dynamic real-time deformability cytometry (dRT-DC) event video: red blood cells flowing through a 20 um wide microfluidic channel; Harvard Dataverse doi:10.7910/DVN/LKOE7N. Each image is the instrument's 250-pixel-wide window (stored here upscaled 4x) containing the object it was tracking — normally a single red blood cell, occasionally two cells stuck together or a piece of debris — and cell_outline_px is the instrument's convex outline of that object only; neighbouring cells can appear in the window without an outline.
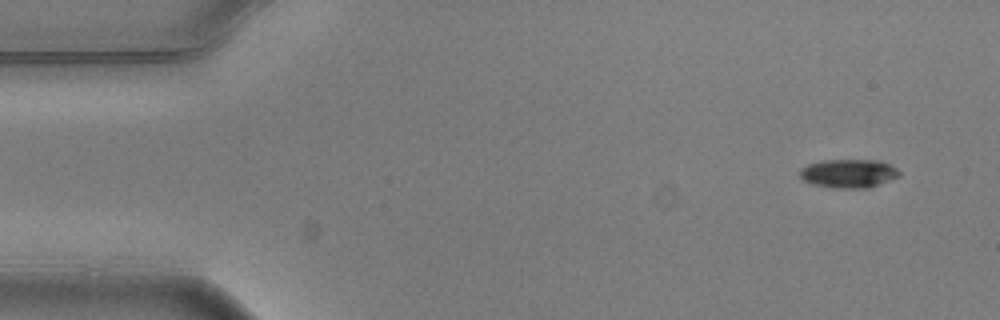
{"species": "common noctule bat (a hibernating species)", "species_latin": "Nyctalus noctula", "temperature_condition": "warm", "stored_images_in_passage": 6, "camera_frame_rate_fps": 3000, "um_per_image_px": 0.085, "animal": {"sex": "male", "body_mass_g": 20.5, "forearm_length_mm": 52.5}, "frame": {"image": 1, "passage_image": 6, "time_ms": 1.667, "image_size_px": [1000, 320], "cell_outline_px": [[900, 176], [868, 188], [832, 188], [812, 184], [804, 180], [800, 176], [800, 168], [808, 164], [824, 160], [880, 160], [896, 168], [900, 172]], "centroid_in_image_um": [72.12, 14.74], "position_along_channel_um": 12.9, "area_um2": 16.59}}